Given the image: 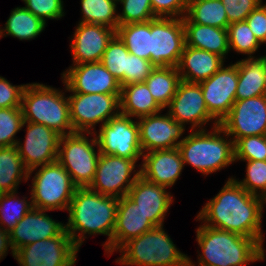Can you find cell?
Instances as JSON below:
<instances>
[{"instance_id":"obj_22","label":"cell","mask_w":266,"mask_h":266,"mask_svg":"<svg viewBox=\"0 0 266 266\" xmlns=\"http://www.w3.org/2000/svg\"><path fill=\"white\" fill-rule=\"evenodd\" d=\"M166 188L139 176L127 194L155 227L163 226L165 216L174 201Z\"/></svg>"},{"instance_id":"obj_38","label":"cell","mask_w":266,"mask_h":266,"mask_svg":"<svg viewBox=\"0 0 266 266\" xmlns=\"http://www.w3.org/2000/svg\"><path fill=\"white\" fill-rule=\"evenodd\" d=\"M21 107L0 109V147L16 146V133L25 124Z\"/></svg>"},{"instance_id":"obj_33","label":"cell","mask_w":266,"mask_h":266,"mask_svg":"<svg viewBox=\"0 0 266 266\" xmlns=\"http://www.w3.org/2000/svg\"><path fill=\"white\" fill-rule=\"evenodd\" d=\"M116 34L129 53L150 61V21L119 25Z\"/></svg>"},{"instance_id":"obj_39","label":"cell","mask_w":266,"mask_h":266,"mask_svg":"<svg viewBox=\"0 0 266 266\" xmlns=\"http://www.w3.org/2000/svg\"><path fill=\"white\" fill-rule=\"evenodd\" d=\"M246 162L245 178L242 181H238L236 178L233 179L248 193L266 200V160H251Z\"/></svg>"},{"instance_id":"obj_24","label":"cell","mask_w":266,"mask_h":266,"mask_svg":"<svg viewBox=\"0 0 266 266\" xmlns=\"http://www.w3.org/2000/svg\"><path fill=\"white\" fill-rule=\"evenodd\" d=\"M154 227L139 206L127 195L119 198L116 225L112 237V253L129 240L137 238Z\"/></svg>"},{"instance_id":"obj_23","label":"cell","mask_w":266,"mask_h":266,"mask_svg":"<svg viewBox=\"0 0 266 266\" xmlns=\"http://www.w3.org/2000/svg\"><path fill=\"white\" fill-rule=\"evenodd\" d=\"M143 163L140 176L148 182L172 187L181 176L184 168L183 160L178 148L155 150L143 153Z\"/></svg>"},{"instance_id":"obj_47","label":"cell","mask_w":266,"mask_h":266,"mask_svg":"<svg viewBox=\"0 0 266 266\" xmlns=\"http://www.w3.org/2000/svg\"><path fill=\"white\" fill-rule=\"evenodd\" d=\"M258 42L266 44V3L261 2L245 19Z\"/></svg>"},{"instance_id":"obj_31","label":"cell","mask_w":266,"mask_h":266,"mask_svg":"<svg viewBox=\"0 0 266 266\" xmlns=\"http://www.w3.org/2000/svg\"><path fill=\"white\" fill-rule=\"evenodd\" d=\"M25 167L16 146L0 147V190L2 193L15 192L22 182L28 180Z\"/></svg>"},{"instance_id":"obj_18","label":"cell","mask_w":266,"mask_h":266,"mask_svg":"<svg viewBox=\"0 0 266 266\" xmlns=\"http://www.w3.org/2000/svg\"><path fill=\"white\" fill-rule=\"evenodd\" d=\"M208 112L220 123L236 101L238 61L222 67L210 78L199 83Z\"/></svg>"},{"instance_id":"obj_15","label":"cell","mask_w":266,"mask_h":266,"mask_svg":"<svg viewBox=\"0 0 266 266\" xmlns=\"http://www.w3.org/2000/svg\"><path fill=\"white\" fill-rule=\"evenodd\" d=\"M27 133L24 144L17 141L16 147L23 163L29 171L28 180L39 166L55 162L58 157L61 135L39 123L24 121Z\"/></svg>"},{"instance_id":"obj_6","label":"cell","mask_w":266,"mask_h":266,"mask_svg":"<svg viewBox=\"0 0 266 266\" xmlns=\"http://www.w3.org/2000/svg\"><path fill=\"white\" fill-rule=\"evenodd\" d=\"M64 94L44 84H27L21 101L24 121L45 125L61 136L74 133L68 97Z\"/></svg>"},{"instance_id":"obj_45","label":"cell","mask_w":266,"mask_h":266,"mask_svg":"<svg viewBox=\"0 0 266 266\" xmlns=\"http://www.w3.org/2000/svg\"><path fill=\"white\" fill-rule=\"evenodd\" d=\"M154 15L164 18H183L188 0H150Z\"/></svg>"},{"instance_id":"obj_3","label":"cell","mask_w":266,"mask_h":266,"mask_svg":"<svg viewBox=\"0 0 266 266\" xmlns=\"http://www.w3.org/2000/svg\"><path fill=\"white\" fill-rule=\"evenodd\" d=\"M202 254L199 266H246L261 260V245L254 239L206 225L196 229Z\"/></svg>"},{"instance_id":"obj_1","label":"cell","mask_w":266,"mask_h":266,"mask_svg":"<svg viewBox=\"0 0 266 266\" xmlns=\"http://www.w3.org/2000/svg\"><path fill=\"white\" fill-rule=\"evenodd\" d=\"M265 203L264 198L248 193L231 177L221 191L202 207L196 219L208 227L254 238L261 245V260H264L261 218Z\"/></svg>"},{"instance_id":"obj_29","label":"cell","mask_w":266,"mask_h":266,"mask_svg":"<svg viewBox=\"0 0 266 266\" xmlns=\"http://www.w3.org/2000/svg\"><path fill=\"white\" fill-rule=\"evenodd\" d=\"M183 23H198L227 29L229 21L221 0H188Z\"/></svg>"},{"instance_id":"obj_4","label":"cell","mask_w":266,"mask_h":266,"mask_svg":"<svg viewBox=\"0 0 266 266\" xmlns=\"http://www.w3.org/2000/svg\"><path fill=\"white\" fill-rule=\"evenodd\" d=\"M212 129L211 132L190 130L191 133L177 147L184 166L189 164L206 176L235 162L233 140L228 139L220 125Z\"/></svg>"},{"instance_id":"obj_9","label":"cell","mask_w":266,"mask_h":266,"mask_svg":"<svg viewBox=\"0 0 266 266\" xmlns=\"http://www.w3.org/2000/svg\"><path fill=\"white\" fill-rule=\"evenodd\" d=\"M120 95L75 92L68 95L73 131L95 133L96 124L103 125L111 118L118 116L120 114Z\"/></svg>"},{"instance_id":"obj_26","label":"cell","mask_w":266,"mask_h":266,"mask_svg":"<svg viewBox=\"0 0 266 266\" xmlns=\"http://www.w3.org/2000/svg\"><path fill=\"white\" fill-rule=\"evenodd\" d=\"M236 100L266 95V55L238 61Z\"/></svg>"},{"instance_id":"obj_28","label":"cell","mask_w":266,"mask_h":266,"mask_svg":"<svg viewBox=\"0 0 266 266\" xmlns=\"http://www.w3.org/2000/svg\"><path fill=\"white\" fill-rule=\"evenodd\" d=\"M185 31V45L203 49L226 58L228 54L227 29L201 25L198 23H183Z\"/></svg>"},{"instance_id":"obj_13","label":"cell","mask_w":266,"mask_h":266,"mask_svg":"<svg viewBox=\"0 0 266 266\" xmlns=\"http://www.w3.org/2000/svg\"><path fill=\"white\" fill-rule=\"evenodd\" d=\"M79 248L64 230L59 236L36 241L15 251L20 266H74Z\"/></svg>"},{"instance_id":"obj_42","label":"cell","mask_w":266,"mask_h":266,"mask_svg":"<svg viewBox=\"0 0 266 266\" xmlns=\"http://www.w3.org/2000/svg\"><path fill=\"white\" fill-rule=\"evenodd\" d=\"M25 8L40 18L44 23L47 19H61L65 16L63 0H22Z\"/></svg>"},{"instance_id":"obj_14","label":"cell","mask_w":266,"mask_h":266,"mask_svg":"<svg viewBox=\"0 0 266 266\" xmlns=\"http://www.w3.org/2000/svg\"><path fill=\"white\" fill-rule=\"evenodd\" d=\"M219 125L234 143L245 136L266 135V95L236 100Z\"/></svg>"},{"instance_id":"obj_19","label":"cell","mask_w":266,"mask_h":266,"mask_svg":"<svg viewBox=\"0 0 266 266\" xmlns=\"http://www.w3.org/2000/svg\"><path fill=\"white\" fill-rule=\"evenodd\" d=\"M139 125V136L141 150L144 153L177 148L181 140L180 137L185 131V127L168 113L153 114L137 119Z\"/></svg>"},{"instance_id":"obj_2","label":"cell","mask_w":266,"mask_h":266,"mask_svg":"<svg viewBox=\"0 0 266 266\" xmlns=\"http://www.w3.org/2000/svg\"><path fill=\"white\" fill-rule=\"evenodd\" d=\"M118 204L119 198L102 195L89 187H77L65 224V230L73 243L80 248L86 234L107 235L108 239L102 246L111 255Z\"/></svg>"},{"instance_id":"obj_16","label":"cell","mask_w":266,"mask_h":266,"mask_svg":"<svg viewBox=\"0 0 266 266\" xmlns=\"http://www.w3.org/2000/svg\"><path fill=\"white\" fill-rule=\"evenodd\" d=\"M168 114L185 127L191 124L190 130H205L204 124L211 120L213 127L220 123L208 112L202 89L199 83L181 80L175 95L167 106ZM203 127V128H202Z\"/></svg>"},{"instance_id":"obj_32","label":"cell","mask_w":266,"mask_h":266,"mask_svg":"<svg viewBox=\"0 0 266 266\" xmlns=\"http://www.w3.org/2000/svg\"><path fill=\"white\" fill-rule=\"evenodd\" d=\"M181 81L177 67H155L144 81L156 102L167 108Z\"/></svg>"},{"instance_id":"obj_10","label":"cell","mask_w":266,"mask_h":266,"mask_svg":"<svg viewBox=\"0 0 266 266\" xmlns=\"http://www.w3.org/2000/svg\"><path fill=\"white\" fill-rule=\"evenodd\" d=\"M185 46L182 18L150 21V61L155 67H177Z\"/></svg>"},{"instance_id":"obj_36","label":"cell","mask_w":266,"mask_h":266,"mask_svg":"<svg viewBox=\"0 0 266 266\" xmlns=\"http://www.w3.org/2000/svg\"><path fill=\"white\" fill-rule=\"evenodd\" d=\"M127 50L124 42L116 34L109 42L100 62L119 81L121 86L126 85Z\"/></svg>"},{"instance_id":"obj_35","label":"cell","mask_w":266,"mask_h":266,"mask_svg":"<svg viewBox=\"0 0 266 266\" xmlns=\"http://www.w3.org/2000/svg\"><path fill=\"white\" fill-rule=\"evenodd\" d=\"M15 192L3 193L0 196V225L10 232L18 222L33 208L26 197L19 199Z\"/></svg>"},{"instance_id":"obj_37","label":"cell","mask_w":266,"mask_h":266,"mask_svg":"<svg viewBox=\"0 0 266 266\" xmlns=\"http://www.w3.org/2000/svg\"><path fill=\"white\" fill-rule=\"evenodd\" d=\"M227 31L229 50L233 49L238 54L252 57L261 46L246 21L229 24Z\"/></svg>"},{"instance_id":"obj_41","label":"cell","mask_w":266,"mask_h":266,"mask_svg":"<svg viewBox=\"0 0 266 266\" xmlns=\"http://www.w3.org/2000/svg\"><path fill=\"white\" fill-rule=\"evenodd\" d=\"M123 5L118 13L119 25L146 22L157 18L154 15L150 0H118Z\"/></svg>"},{"instance_id":"obj_11","label":"cell","mask_w":266,"mask_h":266,"mask_svg":"<svg viewBox=\"0 0 266 266\" xmlns=\"http://www.w3.org/2000/svg\"><path fill=\"white\" fill-rule=\"evenodd\" d=\"M98 132L95 135L100 153L135 161L143 156L138 121L132 117L119 114L101 125Z\"/></svg>"},{"instance_id":"obj_5","label":"cell","mask_w":266,"mask_h":266,"mask_svg":"<svg viewBox=\"0 0 266 266\" xmlns=\"http://www.w3.org/2000/svg\"><path fill=\"white\" fill-rule=\"evenodd\" d=\"M157 226L126 242L118 251L116 263L127 266H195L190 258L178 250L172 239Z\"/></svg>"},{"instance_id":"obj_12","label":"cell","mask_w":266,"mask_h":266,"mask_svg":"<svg viewBox=\"0 0 266 266\" xmlns=\"http://www.w3.org/2000/svg\"><path fill=\"white\" fill-rule=\"evenodd\" d=\"M135 160L100 153L93 182L89 188L105 196L121 198L140 176ZM133 172V173H132ZM131 174H134L131 177Z\"/></svg>"},{"instance_id":"obj_21","label":"cell","mask_w":266,"mask_h":266,"mask_svg":"<svg viewBox=\"0 0 266 266\" xmlns=\"http://www.w3.org/2000/svg\"><path fill=\"white\" fill-rule=\"evenodd\" d=\"M47 210L32 208L9 232L14 250L39 240L59 236L65 224L49 217Z\"/></svg>"},{"instance_id":"obj_17","label":"cell","mask_w":266,"mask_h":266,"mask_svg":"<svg viewBox=\"0 0 266 266\" xmlns=\"http://www.w3.org/2000/svg\"><path fill=\"white\" fill-rule=\"evenodd\" d=\"M65 91L84 94H121L119 81L101 62L70 66L62 74Z\"/></svg>"},{"instance_id":"obj_27","label":"cell","mask_w":266,"mask_h":266,"mask_svg":"<svg viewBox=\"0 0 266 266\" xmlns=\"http://www.w3.org/2000/svg\"><path fill=\"white\" fill-rule=\"evenodd\" d=\"M161 111L145 82L121 86L120 114L139 119Z\"/></svg>"},{"instance_id":"obj_34","label":"cell","mask_w":266,"mask_h":266,"mask_svg":"<svg viewBox=\"0 0 266 266\" xmlns=\"http://www.w3.org/2000/svg\"><path fill=\"white\" fill-rule=\"evenodd\" d=\"M117 0H81L80 23L99 24L117 31L119 26Z\"/></svg>"},{"instance_id":"obj_8","label":"cell","mask_w":266,"mask_h":266,"mask_svg":"<svg viewBox=\"0 0 266 266\" xmlns=\"http://www.w3.org/2000/svg\"><path fill=\"white\" fill-rule=\"evenodd\" d=\"M76 189L66 169L56 160L40 166L35 173L30 199L36 209L68 211Z\"/></svg>"},{"instance_id":"obj_44","label":"cell","mask_w":266,"mask_h":266,"mask_svg":"<svg viewBox=\"0 0 266 266\" xmlns=\"http://www.w3.org/2000/svg\"><path fill=\"white\" fill-rule=\"evenodd\" d=\"M223 3L229 24L245 21L248 15L261 3L262 0H221Z\"/></svg>"},{"instance_id":"obj_20","label":"cell","mask_w":266,"mask_h":266,"mask_svg":"<svg viewBox=\"0 0 266 266\" xmlns=\"http://www.w3.org/2000/svg\"><path fill=\"white\" fill-rule=\"evenodd\" d=\"M116 30L99 24L80 23L75 29L70 48L73 64L100 62Z\"/></svg>"},{"instance_id":"obj_48","label":"cell","mask_w":266,"mask_h":266,"mask_svg":"<svg viewBox=\"0 0 266 266\" xmlns=\"http://www.w3.org/2000/svg\"><path fill=\"white\" fill-rule=\"evenodd\" d=\"M9 247L13 257H15V250L12 246L10 233L0 226V261L4 258V256H6Z\"/></svg>"},{"instance_id":"obj_30","label":"cell","mask_w":266,"mask_h":266,"mask_svg":"<svg viewBox=\"0 0 266 266\" xmlns=\"http://www.w3.org/2000/svg\"><path fill=\"white\" fill-rule=\"evenodd\" d=\"M4 26L0 27V38L10 35L19 40H32L41 34L47 25L25 7H17L11 11Z\"/></svg>"},{"instance_id":"obj_43","label":"cell","mask_w":266,"mask_h":266,"mask_svg":"<svg viewBox=\"0 0 266 266\" xmlns=\"http://www.w3.org/2000/svg\"><path fill=\"white\" fill-rule=\"evenodd\" d=\"M154 68L151 61L129 53L127 55L126 85L144 82Z\"/></svg>"},{"instance_id":"obj_46","label":"cell","mask_w":266,"mask_h":266,"mask_svg":"<svg viewBox=\"0 0 266 266\" xmlns=\"http://www.w3.org/2000/svg\"><path fill=\"white\" fill-rule=\"evenodd\" d=\"M26 85H13L0 76V109L21 107L22 95Z\"/></svg>"},{"instance_id":"obj_40","label":"cell","mask_w":266,"mask_h":266,"mask_svg":"<svg viewBox=\"0 0 266 266\" xmlns=\"http://www.w3.org/2000/svg\"><path fill=\"white\" fill-rule=\"evenodd\" d=\"M235 161L266 160V135L245 136L234 143Z\"/></svg>"},{"instance_id":"obj_25","label":"cell","mask_w":266,"mask_h":266,"mask_svg":"<svg viewBox=\"0 0 266 266\" xmlns=\"http://www.w3.org/2000/svg\"><path fill=\"white\" fill-rule=\"evenodd\" d=\"M224 61L217 54L185 45L177 69L181 80L200 83L216 73Z\"/></svg>"},{"instance_id":"obj_7","label":"cell","mask_w":266,"mask_h":266,"mask_svg":"<svg viewBox=\"0 0 266 266\" xmlns=\"http://www.w3.org/2000/svg\"><path fill=\"white\" fill-rule=\"evenodd\" d=\"M85 134L94 137L89 139ZM85 134L74 132L61 136L59 141L57 161L66 169L77 187H89L93 182L100 156L95 133Z\"/></svg>"}]
</instances>
